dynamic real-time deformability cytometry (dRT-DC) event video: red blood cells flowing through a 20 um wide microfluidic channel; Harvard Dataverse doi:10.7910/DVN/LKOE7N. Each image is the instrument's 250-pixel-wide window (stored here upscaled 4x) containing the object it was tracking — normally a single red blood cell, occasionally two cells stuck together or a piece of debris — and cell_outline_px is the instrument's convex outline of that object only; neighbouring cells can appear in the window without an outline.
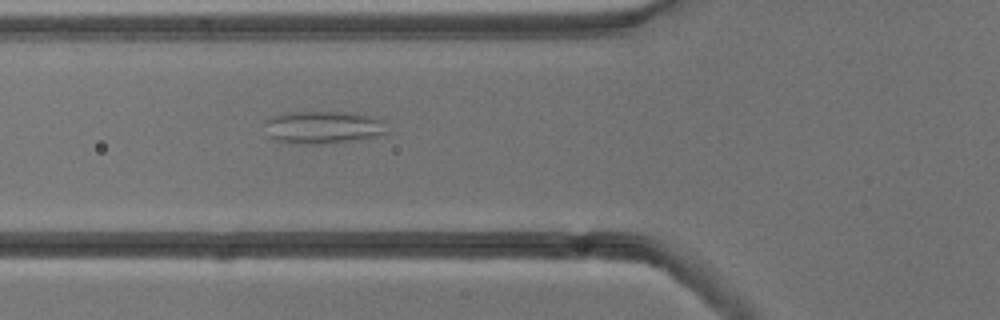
{"species": "common noctule bat (a hibernating species)", "species_latin": "Nyctalus noctula", "temperature_condition": "cold", "stored_images_in_passage": 53, "camera_frame_rate_fps": 3000, "um_per_image_px": 0.085, "animal": {"sex": "male", "body_mass_g": 13.3}, "frame": {"image": 1, "passage_image": 19, "time_ms": 6.0, "image_size_px": [1000, 320], "cell_outline_px": [[388, 132], [384, 136], [360, 140], [324, 144], [288, 144], [272, 140], [268, 136], [264, 124], [264, 120], [280, 112], [356, 112], [372, 116], [384, 120]], "centroid_in_image_um": [27.47, 10.83], "position_along_channel_um": 98.3, "area_um2": 24.39}}
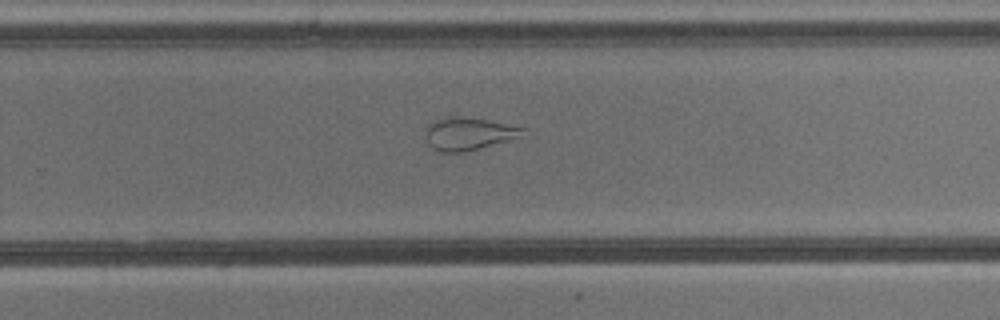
{"frame": {"image": 2, "passage_image": 34, "time_ms": 11.0, "image_size_px": [1000, 320], "cell_outline_px": [[524, 132], [508, 140], [460, 152], [440, 152], [432, 148], [428, 144], [424, 128], [432, 120], [456, 116], [488, 120], [524, 128]], "centroid_in_image_um": [39.71, 11.35], "position_along_channel_um": 290.1, "area_um2": 17.98}}
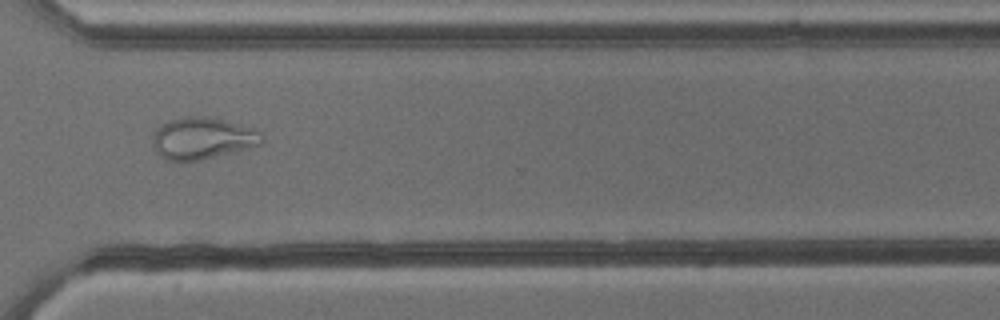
{"frame": {"image": 3, "passage_image": 39, "time_ms": 12.667, "image_size_px": [1000, 320], "cell_outline_px": [[264, 140], [260, 144], [248, 148], [200, 160], [164, 160], [156, 152], [152, 140], [156, 128], [160, 124], [168, 120], [184, 116], [204, 116], [224, 120], [260, 132]], "centroid_in_image_um": [17.14, 11.75], "position_along_channel_um": 353.5, "area_um2": 26.3}, "authors_computed_cell_mechanics": {"area_um2": 27.5128, "velocity_mm_per_s": 3.824, "shape_relaxation_time_tau1_ms": null, "shape_relaxation_time_tau2_ms": 1.1203, "deformation_change_tau1": null, "deformation_change_tau2": 0.0771}}